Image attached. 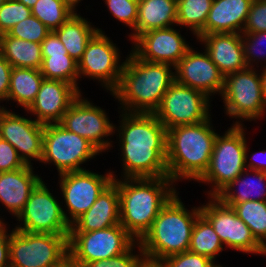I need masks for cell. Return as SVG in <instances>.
<instances>
[{"mask_svg": "<svg viewBox=\"0 0 266 267\" xmlns=\"http://www.w3.org/2000/svg\"><path fill=\"white\" fill-rule=\"evenodd\" d=\"M231 206L250 228L255 239L266 248V201H246Z\"/></svg>", "mask_w": 266, "mask_h": 267, "instance_id": "33", "label": "cell"}, {"mask_svg": "<svg viewBox=\"0 0 266 267\" xmlns=\"http://www.w3.org/2000/svg\"><path fill=\"white\" fill-rule=\"evenodd\" d=\"M177 26V0H138L135 30L128 34L133 43L141 34Z\"/></svg>", "mask_w": 266, "mask_h": 267, "instance_id": "25", "label": "cell"}, {"mask_svg": "<svg viewBox=\"0 0 266 267\" xmlns=\"http://www.w3.org/2000/svg\"><path fill=\"white\" fill-rule=\"evenodd\" d=\"M213 0H177V26L190 30L195 38L205 35V23Z\"/></svg>", "mask_w": 266, "mask_h": 267, "instance_id": "31", "label": "cell"}, {"mask_svg": "<svg viewBox=\"0 0 266 267\" xmlns=\"http://www.w3.org/2000/svg\"><path fill=\"white\" fill-rule=\"evenodd\" d=\"M253 0H213L205 23V34H242Z\"/></svg>", "mask_w": 266, "mask_h": 267, "instance_id": "24", "label": "cell"}, {"mask_svg": "<svg viewBox=\"0 0 266 267\" xmlns=\"http://www.w3.org/2000/svg\"><path fill=\"white\" fill-rule=\"evenodd\" d=\"M38 69L12 67L7 102L17 103L24 111L32 104L43 82Z\"/></svg>", "mask_w": 266, "mask_h": 267, "instance_id": "29", "label": "cell"}, {"mask_svg": "<svg viewBox=\"0 0 266 267\" xmlns=\"http://www.w3.org/2000/svg\"><path fill=\"white\" fill-rule=\"evenodd\" d=\"M1 217L2 216H0V231L4 229L5 227L10 226L9 224L7 225V223L4 222L5 220H3L4 218H1Z\"/></svg>", "mask_w": 266, "mask_h": 267, "instance_id": "52", "label": "cell"}, {"mask_svg": "<svg viewBox=\"0 0 266 267\" xmlns=\"http://www.w3.org/2000/svg\"><path fill=\"white\" fill-rule=\"evenodd\" d=\"M81 93L72 84L44 78L37 96L25 112L44 125L59 123Z\"/></svg>", "mask_w": 266, "mask_h": 267, "instance_id": "20", "label": "cell"}, {"mask_svg": "<svg viewBox=\"0 0 266 267\" xmlns=\"http://www.w3.org/2000/svg\"><path fill=\"white\" fill-rule=\"evenodd\" d=\"M34 168L25 165L18 170L0 172V203L14 217L23 210L32 190L42 180Z\"/></svg>", "mask_w": 266, "mask_h": 267, "instance_id": "23", "label": "cell"}, {"mask_svg": "<svg viewBox=\"0 0 266 267\" xmlns=\"http://www.w3.org/2000/svg\"><path fill=\"white\" fill-rule=\"evenodd\" d=\"M136 267H168V266L165 259L155 258L143 254L139 258Z\"/></svg>", "mask_w": 266, "mask_h": 267, "instance_id": "47", "label": "cell"}, {"mask_svg": "<svg viewBox=\"0 0 266 267\" xmlns=\"http://www.w3.org/2000/svg\"><path fill=\"white\" fill-rule=\"evenodd\" d=\"M216 197L224 204H237L250 200L266 201V173L245 169Z\"/></svg>", "mask_w": 266, "mask_h": 267, "instance_id": "26", "label": "cell"}, {"mask_svg": "<svg viewBox=\"0 0 266 267\" xmlns=\"http://www.w3.org/2000/svg\"><path fill=\"white\" fill-rule=\"evenodd\" d=\"M55 267H79L69 256Z\"/></svg>", "mask_w": 266, "mask_h": 267, "instance_id": "49", "label": "cell"}, {"mask_svg": "<svg viewBox=\"0 0 266 267\" xmlns=\"http://www.w3.org/2000/svg\"><path fill=\"white\" fill-rule=\"evenodd\" d=\"M120 224L118 186L112 182L95 203L71 225L70 232H90Z\"/></svg>", "mask_w": 266, "mask_h": 267, "instance_id": "22", "label": "cell"}, {"mask_svg": "<svg viewBox=\"0 0 266 267\" xmlns=\"http://www.w3.org/2000/svg\"><path fill=\"white\" fill-rule=\"evenodd\" d=\"M118 112L120 126L114 125V135L119 138L118 151L123 166L120 178L168 176L167 129L164 125L154 113Z\"/></svg>", "mask_w": 266, "mask_h": 267, "instance_id": "1", "label": "cell"}, {"mask_svg": "<svg viewBox=\"0 0 266 267\" xmlns=\"http://www.w3.org/2000/svg\"><path fill=\"white\" fill-rule=\"evenodd\" d=\"M225 247L211 223L200 214L194 224L188 251L206 256L216 264ZM220 253V254H219Z\"/></svg>", "mask_w": 266, "mask_h": 267, "instance_id": "30", "label": "cell"}, {"mask_svg": "<svg viewBox=\"0 0 266 267\" xmlns=\"http://www.w3.org/2000/svg\"><path fill=\"white\" fill-rule=\"evenodd\" d=\"M41 52L42 54H68L54 31H51L41 42Z\"/></svg>", "mask_w": 266, "mask_h": 267, "instance_id": "45", "label": "cell"}, {"mask_svg": "<svg viewBox=\"0 0 266 267\" xmlns=\"http://www.w3.org/2000/svg\"><path fill=\"white\" fill-rule=\"evenodd\" d=\"M40 72L45 79L61 80L74 85L80 92L78 62L68 54H42Z\"/></svg>", "mask_w": 266, "mask_h": 267, "instance_id": "32", "label": "cell"}, {"mask_svg": "<svg viewBox=\"0 0 266 267\" xmlns=\"http://www.w3.org/2000/svg\"><path fill=\"white\" fill-rule=\"evenodd\" d=\"M180 32L175 26L147 31L131 43L130 49L144 61L175 66L192 47Z\"/></svg>", "mask_w": 266, "mask_h": 267, "instance_id": "19", "label": "cell"}, {"mask_svg": "<svg viewBox=\"0 0 266 267\" xmlns=\"http://www.w3.org/2000/svg\"><path fill=\"white\" fill-rule=\"evenodd\" d=\"M70 234L9 229L10 267H55L69 256Z\"/></svg>", "mask_w": 266, "mask_h": 267, "instance_id": "8", "label": "cell"}, {"mask_svg": "<svg viewBox=\"0 0 266 267\" xmlns=\"http://www.w3.org/2000/svg\"><path fill=\"white\" fill-rule=\"evenodd\" d=\"M24 3L27 7L32 8L38 0H16Z\"/></svg>", "mask_w": 266, "mask_h": 267, "instance_id": "51", "label": "cell"}, {"mask_svg": "<svg viewBox=\"0 0 266 267\" xmlns=\"http://www.w3.org/2000/svg\"><path fill=\"white\" fill-rule=\"evenodd\" d=\"M245 125H232L216 136L210 162L205 173L197 183L210 185L205 191L207 197L217 196L245 169V151L247 146Z\"/></svg>", "mask_w": 266, "mask_h": 267, "instance_id": "6", "label": "cell"}, {"mask_svg": "<svg viewBox=\"0 0 266 267\" xmlns=\"http://www.w3.org/2000/svg\"><path fill=\"white\" fill-rule=\"evenodd\" d=\"M175 81L178 84L203 92L210 99L222 93L224 75L204 50L191 47L174 66Z\"/></svg>", "mask_w": 266, "mask_h": 267, "instance_id": "18", "label": "cell"}, {"mask_svg": "<svg viewBox=\"0 0 266 267\" xmlns=\"http://www.w3.org/2000/svg\"><path fill=\"white\" fill-rule=\"evenodd\" d=\"M196 40L201 42L199 44H203V50L208 53L224 76L248 67L245 61L242 34L212 33L200 35Z\"/></svg>", "mask_w": 266, "mask_h": 267, "instance_id": "21", "label": "cell"}, {"mask_svg": "<svg viewBox=\"0 0 266 267\" xmlns=\"http://www.w3.org/2000/svg\"><path fill=\"white\" fill-rule=\"evenodd\" d=\"M211 101L203 92L175 81L163 95L154 114L167 130L179 125L198 124L211 116Z\"/></svg>", "mask_w": 266, "mask_h": 267, "instance_id": "14", "label": "cell"}, {"mask_svg": "<svg viewBox=\"0 0 266 267\" xmlns=\"http://www.w3.org/2000/svg\"><path fill=\"white\" fill-rule=\"evenodd\" d=\"M0 103H1V102H0ZM4 108H5L4 105H3V106L0 105V112H1Z\"/></svg>", "mask_w": 266, "mask_h": 267, "instance_id": "53", "label": "cell"}, {"mask_svg": "<svg viewBox=\"0 0 266 267\" xmlns=\"http://www.w3.org/2000/svg\"><path fill=\"white\" fill-rule=\"evenodd\" d=\"M98 30L78 62L79 80L84 77L96 80L100 87L112 93L119 84L125 59L121 60L120 49L104 30Z\"/></svg>", "mask_w": 266, "mask_h": 267, "instance_id": "10", "label": "cell"}, {"mask_svg": "<svg viewBox=\"0 0 266 267\" xmlns=\"http://www.w3.org/2000/svg\"><path fill=\"white\" fill-rule=\"evenodd\" d=\"M114 173L113 182L118 186L120 199V224L139 242L161 209L179 191L168 176L121 179Z\"/></svg>", "mask_w": 266, "mask_h": 267, "instance_id": "3", "label": "cell"}, {"mask_svg": "<svg viewBox=\"0 0 266 267\" xmlns=\"http://www.w3.org/2000/svg\"><path fill=\"white\" fill-rule=\"evenodd\" d=\"M12 66L0 54V102H7Z\"/></svg>", "mask_w": 266, "mask_h": 267, "instance_id": "43", "label": "cell"}, {"mask_svg": "<svg viewBox=\"0 0 266 267\" xmlns=\"http://www.w3.org/2000/svg\"><path fill=\"white\" fill-rule=\"evenodd\" d=\"M82 94L70 105L59 124L87 139L101 153L110 152L108 150H112L114 144L111 138L115 124L109 119L105 109L94 105L93 101Z\"/></svg>", "mask_w": 266, "mask_h": 267, "instance_id": "15", "label": "cell"}, {"mask_svg": "<svg viewBox=\"0 0 266 267\" xmlns=\"http://www.w3.org/2000/svg\"><path fill=\"white\" fill-rule=\"evenodd\" d=\"M215 267H224L223 265L217 264Z\"/></svg>", "mask_w": 266, "mask_h": 267, "instance_id": "55", "label": "cell"}, {"mask_svg": "<svg viewBox=\"0 0 266 267\" xmlns=\"http://www.w3.org/2000/svg\"><path fill=\"white\" fill-rule=\"evenodd\" d=\"M5 0H0V6L4 3Z\"/></svg>", "mask_w": 266, "mask_h": 267, "instance_id": "54", "label": "cell"}, {"mask_svg": "<svg viewBox=\"0 0 266 267\" xmlns=\"http://www.w3.org/2000/svg\"><path fill=\"white\" fill-rule=\"evenodd\" d=\"M207 199L208 202L200 205V212L211 223L225 249L263 255L265 248L255 239L235 210L216 196H209Z\"/></svg>", "mask_w": 266, "mask_h": 267, "instance_id": "16", "label": "cell"}, {"mask_svg": "<svg viewBox=\"0 0 266 267\" xmlns=\"http://www.w3.org/2000/svg\"><path fill=\"white\" fill-rule=\"evenodd\" d=\"M42 179L32 190L23 210L15 218L14 229L30 233L70 234L61 201ZM52 190V191H51Z\"/></svg>", "mask_w": 266, "mask_h": 267, "instance_id": "11", "label": "cell"}, {"mask_svg": "<svg viewBox=\"0 0 266 267\" xmlns=\"http://www.w3.org/2000/svg\"><path fill=\"white\" fill-rule=\"evenodd\" d=\"M32 15L31 8L16 0H5L0 6V34L8 31L20 21Z\"/></svg>", "mask_w": 266, "mask_h": 267, "instance_id": "37", "label": "cell"}, {"mask_svg": "<svg viewBox=\"0 0 266 267\" xmlns=\"http://www.w3.org/2000/svg\"><path fill=\"white\" fill-rule=\"evenodd\" d=\"M75 12H77L78 5H81V1L83 0H64Z\"/></svg>", "mask_w": 266, "mask_h": 267, "instance_id": "50", "label": "cell"}, {"mask_svg": "<svg viewBox=\"0 0 266 267\" xmlns=\"http://www.w3.org/2000/svg\"><path fill=\"white\" fill-rule=\"evenodd\" d=\"M50 32L51 30L47 26L31 15L14 25L7 34L22 40L41 43Z\"/></svg>", "mask_w": 266, "mask_h": 267, "instance_id": "36", "label": "cell"}, {"mask_svg": "<svg viewBox=\"0 0 266 267\" xmlns=\"http://www.w3.org/2000/svg\"><path fill=\"white\" fill-rule=\"evenodd\" d=\"M177 192L161 209L150 230L139 241L145 255L165 259L188 251L200 206L187 209Z\"/></svg>", "mask_w": 266, "mask_h": 267, "instance_id": "5", "label": "cell"}, {"mask_svg": "<svg viewBox=\"0 0 266 267\" xmlns=\"http://www.w3.org/2000/svg\"><path fill=\"white\" fill-rule=\"evenodd\" d=\"M135 242L121 224L90 232H70L69 257L75 263L106 260L125 253Z\"/></svg>", "mask_w": 266, "mask_h": 267, "instance_id": "13", "label": "cell"}, {"mask_svg": "<svg viewBox=\"0 0 266 267\" xmlns=\"http://www.w3.org/2000/svg\"><path fill=\"white\" fill-rule=\"evenodd\" d=\"M265 40L266 31L242 33L245 61L248 67L266 68V49L263 48ZM259 62L261 66H258Z\"/></svg>", "mask_w": 266, "mask_h": 267, "instance_id": "35", "label": "cell"}, {"mask_svg": "<svg viewBox=\"0 0 266 267\" xmlns=\"http://www.w3.org/2000/svg\"><path fill=\"white\" fill-rule=\"evenodd\" d=\"M128 54L119 84L110 95L121 105L118 107L121 111L154 113L175 82L174 66L144 61L132 50Z\"/></svg>", "mask_w": 266, "mask_h": 267, "instance_id": "2", "label": "cell"}, {"mask_svg": "<svg viewBox=\"0 0 266 267\" xmlns=\"http://www.w3.org/2000/svg\"><path fill=\"white\" fill-rule=\"evenodd\" d=\"M247 67L224 76L220 94L224 113L234 118L232 125H244V121L264 119L266 100L262 94L260 70Z\"/></svg>", "mask_w": 266, "mask_h": 267, "instance_id": "7", "label": "cell"}, {"mask_svg": "<svg viewBox=\"0 0 266 267\" xmlns=\"http://www.w3.org/2000/svg\"><path fill=\"white\" fill-rule=\"evenodd\" d=\"M74 13L58 29H55L59 40L64 44L68 55L76 62H79L83 56L88 42L99 31L98 27L80 15Z\"/></svg>", "mask_w": 266, "mask_h": 267, "instance_id": "27", "label": "cell"}, {"mask_svg": "<svg viewBox=\"0 0 266 267\" xmlns=\"http://www.w3.org/2000/svg\"><path fill=\"white\" fill-rule=\"evenodd\" d=\"M263 69V70H262ZM260 69V78H261V85H262V94L266 100V68Z\"/></svg>", "mask_w": 266, "mask_h": 267, "instance_id": "48", "label": "cell"}, {"mask_svg": "<svg viewBox=\"0 0 266 267\" xmlns=\"http://www.w3.org/2000/svg\"><path fill=\"white\" fill-rule=\"evenodd\" d=\"M168 267H215L210 258L190 251L173 254L165 258Z\"/></svg>", "mask_w": 266, "mask_h": 267, "instance_id": "40", "label": "cell"}, {"mask_svg": "<svg viewBox=\"0 0 266 267\" xmlns=\"http://www.w3.org/2000/svg\"><path fill=\"white\" fill-rule=\"evenodd\" d=\"M248 152L250 153V148L247 142L246 151H245L246 169L257 170V171L266 173V150H262V151L259 150L255 153L253 152L251 153L250 156Z\"/></svg>", "mask_w": 266, "mask_h": 267, "instance_id": "44", "label": "cell"}, {"mask_svg": "<svg viewBox=\"0 0 266 267\" xmlns=\"http://www.w3.org/2000/svg\"><path fill=\"white\" fill-rule=\"evenodd\" d=\"M31 11L51 31L58 29L76 13L64 0H38Z\"/></svg>", "mask_w": 266, "mask_h": 267, "instance_id": "34", "label": "cell"}, {"mask_svg": "<svg viewBox=\"0 0 266 267\" xmlns=\"http://www.w3.org/2000/svg\"><path fill=\"white\" fill-rule=\"evenodd\" d=\"M9 228L0 231V267H10Z\"/></svg>", "mask_w": 266, "mask_h": 267, "instance_id": "46", "label": "cell"}, {"mask_svg": "<svg viewBox=\"0 0 266 267\" xmlns=\"http://www.w3.org/2000/svg\"><path fill=\"white\" fill-rule=\"evenodd\" d=\"M135 248H137L138 251H135ZM143 254L139 242L136 241L125 253L118 256L106 260L76 264L79 267H136L139 258Z\"/></svg>", "mask_w": 266, "mask_h": 267, "instance_id": "39", "label": "cell"}, {"mask_svg": "<svg viewBox=\"0 0 266 267\" xmlns=\"http://www.w3.org/2000/svg\"><path fill=\"white\" fill-rule=\"evenodd\" d=\"M24 166L17 150L8 141L0 138V172L18 170Z\"/></svg>", "mask_w": 266, "mask_h": 267, "instance_id": "42", "label": "cell"}, {"mask_svg": "<svg viewBox=\"0 0 266 267\" xmlns=\"http://www.w3.org/2000/svg\"><path fill=\"white\" fill-rule=\"evenodd\" d=\"M266 31V0H253L242 33Z\"/></svg>", "mask_w": 266, "mask_h": 267, "instance_id": "41", "label": "cell"}, {"mask_svg": "<svg viewBox=\"0 0 266 267\" xmlns=\"http://www.w3.org/2000/svg\"><path fill=\"white\" fill-rule=\"evenodd\" d=\"M218 132L212 117L193 125H179L167 130L168 177L179 181H197L207 170Z\"/></svg>", "mask_w": 266, "mask_h": 267, "instance_id": "4", "label": "cell"}, {"mask_svg": "<svg viewBox=\"0 0 266 267\" xmlns=\"http://www.w3.org/2000/svg\"><path fill=\"white\" fill-rule=\"evenodd\" d=\"M106 8L116 20L127 25L133 32L136 27L138 0H103Z\"/></svg>", "mask_w": 266, "mask_h": 267, "instance_id": "38", "label": "cell"}, {"mask_svg": "<svg viewBox=\"0 0 266 267\" xmlns=\"http://www.w3.org/2000/svg\"><path fill=\"white\" fill-rule=\"evenodd\" d=\"M102 154L87 139L66 130L59 123L44 125L41 163L54 165L59 174L82 171L81 167Z\"/></svg>", "mask_w": 266, "mask_h": 267, "instance_id": "9", "label": "cell"}, {"mask_svg": "<svg viewBox=\"0 0 266 267\" xmlns=\"http://www.w3.org/2000/svg\"><path fill=\"white\" fill-rule=\"evenodd\" d=\"M0 54L12 67L40 70L42 65L41 43L22 40L7 33L0 37Z\"/></svg>", "mask_w": 266, "mask_h": 267, "instance_id": "28", "label": "cell"}, {"mask_svg": "<svg viewBox=\"0 0 266 267\" xmlns=\"http://www.w3.org/2000/svg\"><path fill=\"white\" fill-rule=\"evenodd\" d=\"M43 135L44 124L36 122L31 116H21L7 107L0 112V138L17 150L25 165L33 166L31 161L41 163Z\"/></svg>", "mask_w": 266, "mask_h": 267, "instance_id": "17", "label": "cell"}, {"mask_svg": "<svg viewBox=\"0 0 266 267\" xmlns=\"http://www.w3.org/2000/svg\"><path fill=\"white\" fill-rule=\"evenodd\" d=\"M58 177L61 203L64 202L62 210L69 225L85 213L114 180L110 169L105 174L87 169L62 173Z\"/></svg>", "mask_w": 266, "mask_h": 267, "instance_id": "12", "label": "cell"}]
</instances>
